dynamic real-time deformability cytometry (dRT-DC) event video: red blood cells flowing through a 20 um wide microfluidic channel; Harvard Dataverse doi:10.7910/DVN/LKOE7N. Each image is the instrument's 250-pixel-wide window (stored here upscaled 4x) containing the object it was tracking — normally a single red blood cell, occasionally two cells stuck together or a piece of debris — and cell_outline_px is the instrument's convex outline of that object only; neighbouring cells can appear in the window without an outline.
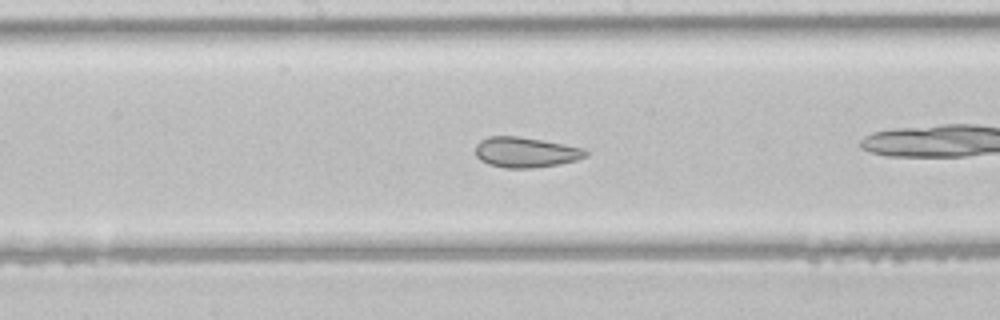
{"species": "common noctule bat (a hibernating species)", "species_latin": "Nyctalus noctula", "temperature_condition": "room temperature", "stored_images_in_passage": 41, "camera_frame_rate_fps": 3000, "um_per_image_px": 0.085, "animal": {"sex": "male", "body_mass_g": 21.5, "forearm_length_mm": 52.0}, "frame": {"image": 1, "passage_image": 18, "time_ms": 5.667, "image_size_px": [1000, 320], "cell_outline_px": [[588, 156], [576, 160], [560, 164], [532, 168], [504, 168], [488, 164], [480, 160], [476, 156], [476, 144], [480, 140], [488, 136], [520, 136], [564, 144], [584, 148], [588, 152]], "centroid_in_image_um": [44.68, 12.94], "position_along_channel_um": 203.5, "area_um2": 19.65}}